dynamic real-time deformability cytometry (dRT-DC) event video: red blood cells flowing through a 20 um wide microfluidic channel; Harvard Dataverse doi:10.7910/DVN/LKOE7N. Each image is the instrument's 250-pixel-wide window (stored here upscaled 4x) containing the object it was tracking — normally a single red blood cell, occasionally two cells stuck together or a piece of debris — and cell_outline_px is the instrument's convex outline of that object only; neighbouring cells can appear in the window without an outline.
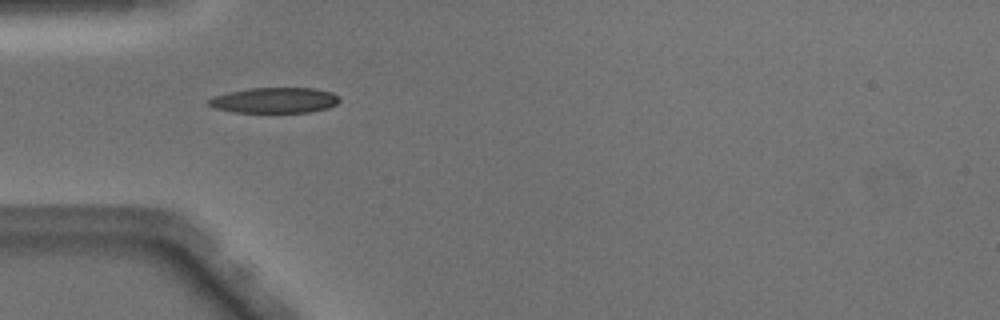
{"species": "Egyptian fruit bat (a non-hibernating species)", "species_latin": "Rousettus aegyptiacus", "temperature_condition": "warm", "stored_images_in_passage": 8, "camera_frame_rate_fps": 3000, "um_per_image_px": 0.085, "animal": {"sex": "male"}, "frame": {"image": 1, "passage_image": 2, "time_ms": 0.333, "image_size_px": [1000, 320], "cell_outline_px": [[340, 100], [336, 104], [328, 108], [308, 112], [232, 112], [216, 108], [208, 104], [208, 100], [216, 96], [228, 92], [252, 88], [316, 88], [332, 92], [340, 96]], "centroid_in_image_um": [23.4, 8.52], "position_along_channel_um": 61.6, "area_um2": 19.36}}